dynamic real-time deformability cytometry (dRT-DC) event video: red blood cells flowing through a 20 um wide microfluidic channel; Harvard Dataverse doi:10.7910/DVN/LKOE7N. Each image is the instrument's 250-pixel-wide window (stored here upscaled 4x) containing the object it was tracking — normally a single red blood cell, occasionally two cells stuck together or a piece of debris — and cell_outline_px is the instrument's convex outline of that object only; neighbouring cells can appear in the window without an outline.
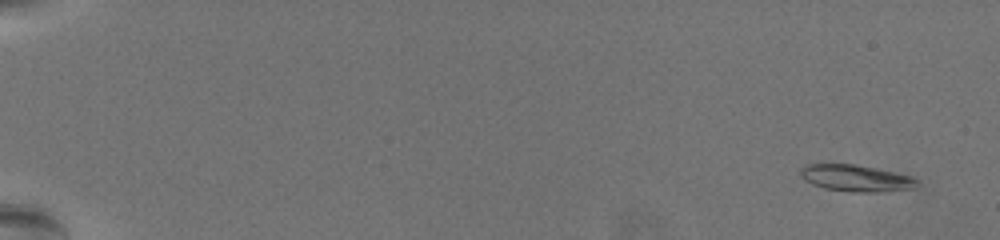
{"species": "common noctule bat (a hibernating species)", "species_latin": "Nyctalus noctula", "temperature_condition": "warm", "stored_images_in_passage": 60, "camera_frame_rate_fps": 3000, "um_per_image_px": 0.085, "animal": {"sex": "female", "body_mass_g": 19.5, "forearm_length_mm": 54.1}, "frame": {"image": 1, "passage_image": 1, "time_ms": 0.0, "image_size_px": [1000, 240], "cell_outline_px": [[916, 184], [912, 188], [876, 192], [852, 192], [824, 188], [812, 184], [804, 180], [800, 176], [800, 168], [804, 164], [856, 164], [876, 168], [912, 176], [916, 180]], "centroid_in_image_um": [72.68, 15.13], "position_along_channel_um": 12.3, "area_um2": 18.03}}
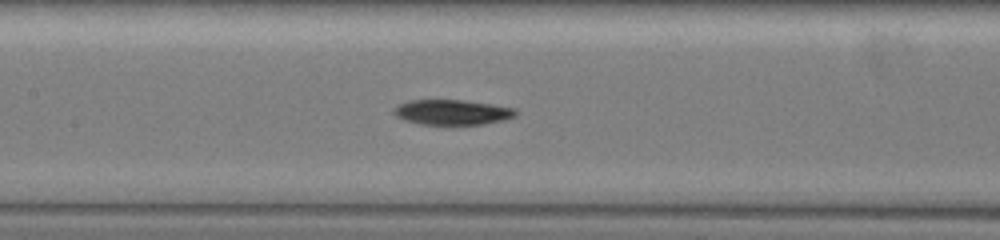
{"frame": {"image": 2, "passage_image": 31, "time_ms": 10.0, "image_size_px": [1000, 240], "cell_outline_px": [[516, 116], [504, 120], [484, 124], [420, 124], [404, 120], [396, 116], [392, 112], [392, 108], [408, 100], [460, 100], [492, 104], [516, 108]], "centroid_in_image_um": [38.42, 9.54], "position_along_channel_um": 169.0, "area_um2": 17.86}}
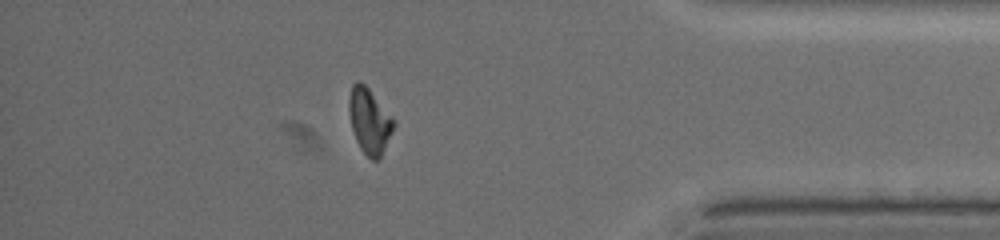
{"frame": {"image": 3, "passage_image": 53, "time_ms": 17.333, "image_size_px": [1000, 240], "cell_outline_px": [[396, 124], [380, 160], [372, 160], [360, 148], [356, 140], [352, 128], [348, 108], [348, 100], [352, 84], [356, 80], [360, 80], [368, 88], [396, 120]], "centroid_in_image_um": [31.42, 10.28], "position_along_channel_um": 403.8, "area_um2": 17.22}, "authors_computed_cell_mechanics": {"area_um2": 17.8024, "velocity_mm_per_s": 3.5486, "shape_relaxation_time_tau1_ms": 4.1285, "shape_relaxation_time_tau2_ms": null, "deformation_change_tau1": 0.1981, "deformation_change_tau2": null}}